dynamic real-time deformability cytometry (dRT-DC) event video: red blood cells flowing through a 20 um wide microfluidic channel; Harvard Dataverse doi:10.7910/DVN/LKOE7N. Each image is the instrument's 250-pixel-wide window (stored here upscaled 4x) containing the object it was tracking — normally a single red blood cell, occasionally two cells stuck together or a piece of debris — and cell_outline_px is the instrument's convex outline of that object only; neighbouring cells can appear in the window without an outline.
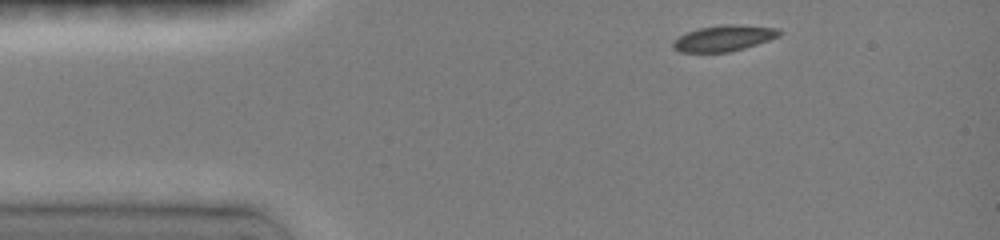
{"species": "common noctule bat (a hibernating species)", "species_latin": "Nyctalus noctula", "temperature_condition": "room temperature", "stored_images_in_passage": 22, "camera_frame_rate_fps": 3000, "um_per_image_px": 0.085, "animal": {"sex": "female", "body_mass_g": 19.0, "forearm_length_mm": 51.5}, "frame": {"image": 1, "passage_image": 1, "time_ms": 0.0, "image_size_px": [1000, 240], "cell_outline_px": [[780, 36], [744, 48], [728, 52], [680, 52], [672, 44], [672, 40], [688, 32], [700, 28], [724, 24], [732, 24], [776, 28], [780, 32]], "centroid_in_image_um": [61.51, 3.25], "position_along_channel_um": 23.5, "area_um2": 15.72}}
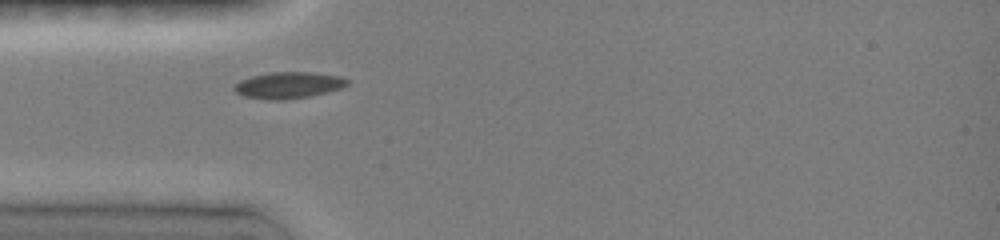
{"frame": {"image": 2, "passage_image": 8, "time_ms": 2.333, "image_size_px": [1000, 240], "cell_outline_px": [[348, 84], [340, 88], [308, 96], [284, 100], [272, 100], [244, 96], [236, 92], [232, 88], [240, 80], [252, 76], [272, 72], [312, 72], [336, 76], [348, 80]], "centroid_in_image_um": [24.47, 7.24], "position_along_channel_um": 60.5, "area_um2": 17.05}}
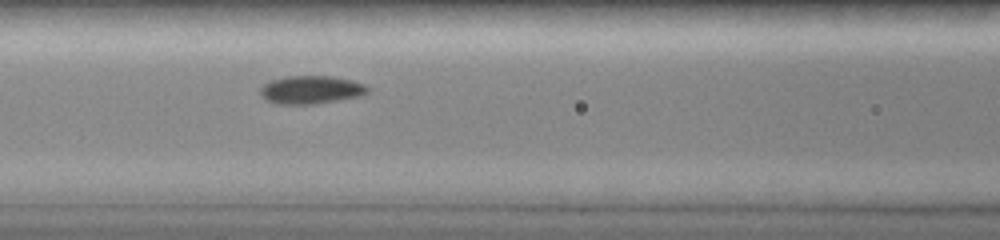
{"frame": {"image": 3, "passage_image": 14, "time_ms": 4.333, "image_size_px": [1000, 240], "cell_outline_px": [[368, 92], [356, 96], [336, 100], [312, 104], [276, 104], [268, 100], [260, 92], [260, 88], [264, 84], [272, 80], [288, 76], [332, 76], [364, 84], [368, 88]], "centroid_in_image_um": [26.4, 7.62], "position_along_channel_um": 140.2, "area_um2": 17.11}}